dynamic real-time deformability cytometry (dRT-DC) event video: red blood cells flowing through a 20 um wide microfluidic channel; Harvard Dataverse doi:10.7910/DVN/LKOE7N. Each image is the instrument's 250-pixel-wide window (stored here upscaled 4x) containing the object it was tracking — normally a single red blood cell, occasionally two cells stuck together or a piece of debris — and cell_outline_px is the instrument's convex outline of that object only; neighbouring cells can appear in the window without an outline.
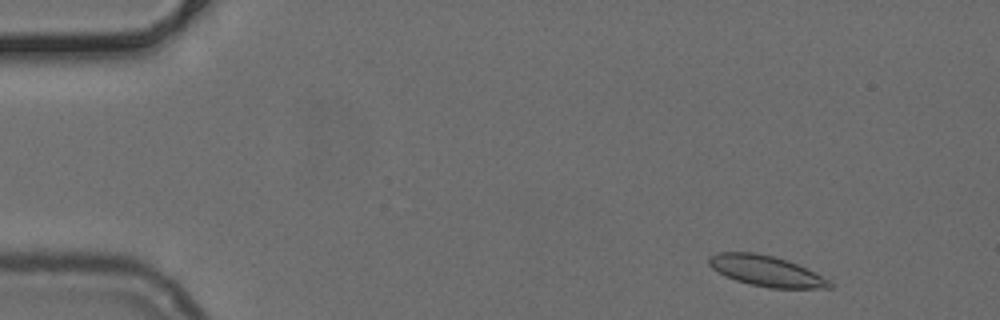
{"species": "common noctule bat (a hibernating species)", "species_latin": "Nyctalus noctula", "temperature_condition": "cold", "stored_images_in_passage": 49, "camera_frame_rate_fps": 3000, "um_per_image_px": 0.085, "animal": {"sex": "female", "body_mass_g": 24.6, "forearm_length_mm": 56.2}, "frame": {"image": 1, "passage_image": 3, "time_ms": 0.667, "image_size_px": [1000, 320], "cell_outline_px": [[836, 284], [832, 288], [772, 288], [752, 284], [736, 280], [724, 276], [712, 268], [708, 264], [708, 256], [720, 252], [756, 252], [788, 260]], "centroid_in_image_um": [65.09, 23.03], "position_along_channel_um": 19.9, "area_um2": 21.33}}
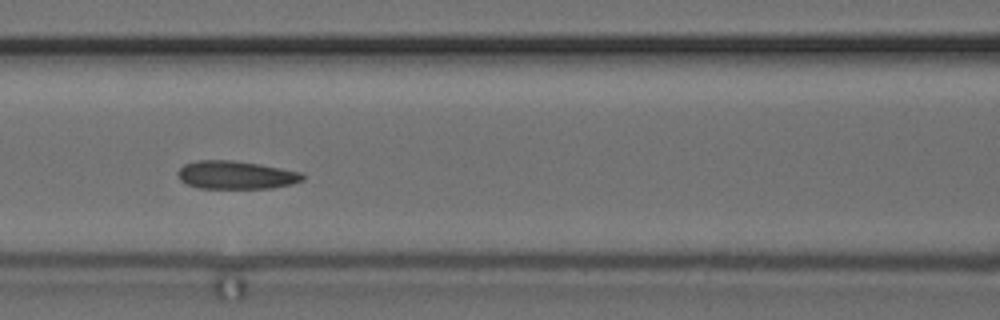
{"frame": {"image": 2, "passage_image": 20, "time_ms": 6.333, "image_size_px": [1000, 320], "cell_outline_px": [[304, 180], [292, 184], [272, 188], [200, 188], [188, 184], [180, 180], [176, 172], [184, 164], [196, 160], [232, 160], [260, 164], [300, 172], [304, 176]], "centroid_in_image_um": [20.04, 14.87], "position_along_channel_um": 146.6, "area_um2": 20.46}}
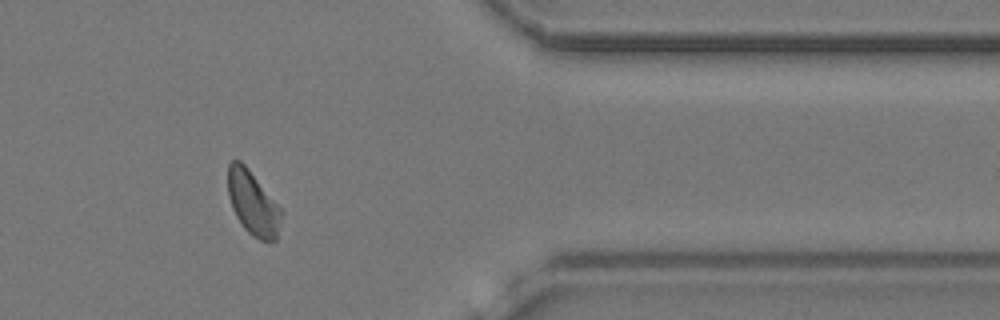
{"frame": {"image": 3, "passage_image": 40, "time_ms": 13.0, "image_size_px": [1000, 320], "cell_outline_px": [[284, 212], [276, 240], [268, 244], [252, 236], [244, 228], [236, 216], [232, 208], [228, 196], [228, 164], [232, 160], [240, 160], [248, 168]], "centroid_in_image_um": [21.51, 17.31], "position_along_channel_um": 389.9, "area_um2": 20.17}}